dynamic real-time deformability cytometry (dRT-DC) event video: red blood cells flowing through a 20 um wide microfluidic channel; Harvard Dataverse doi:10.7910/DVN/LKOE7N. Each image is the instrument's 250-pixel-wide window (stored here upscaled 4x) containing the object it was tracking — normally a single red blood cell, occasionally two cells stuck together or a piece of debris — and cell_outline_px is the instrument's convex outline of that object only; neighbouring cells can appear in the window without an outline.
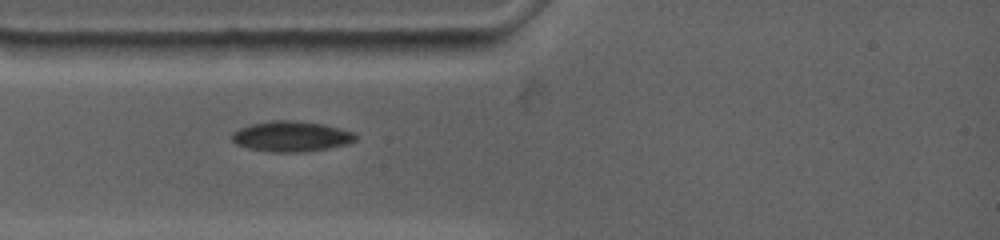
{"species": "common noctule bat (a hibernating species)", "species_latin": "Nyctalus noctula", "temperature_condition": "warm", "stored_images_in_passage": 5, "camera_frame_rate_fps": 4500, "um_per_image_px": 0.085, "animal": {"sex": "female", "body_mass_g": 19.0, "forearm_length_mm": 53.3}, "frame": {"image": 1, "passage_image": 1, "time_ms": 0.0, "image_size_px": [1000, 240], "cell_outline_px": [[356, 140], [348, 144], [328, 148], [304, 152], [268, 152], [248, 148], [236, 144], [232, 140], [232, 132], [240, 128], [252, 124], [272, 120], [300, 120], [324, 124], [352, 132], [356, 136]], "centroid_in_image_um": [24.75, 11.59], "position_along_channel_um": 60.3, "area_um2": 22.02}}